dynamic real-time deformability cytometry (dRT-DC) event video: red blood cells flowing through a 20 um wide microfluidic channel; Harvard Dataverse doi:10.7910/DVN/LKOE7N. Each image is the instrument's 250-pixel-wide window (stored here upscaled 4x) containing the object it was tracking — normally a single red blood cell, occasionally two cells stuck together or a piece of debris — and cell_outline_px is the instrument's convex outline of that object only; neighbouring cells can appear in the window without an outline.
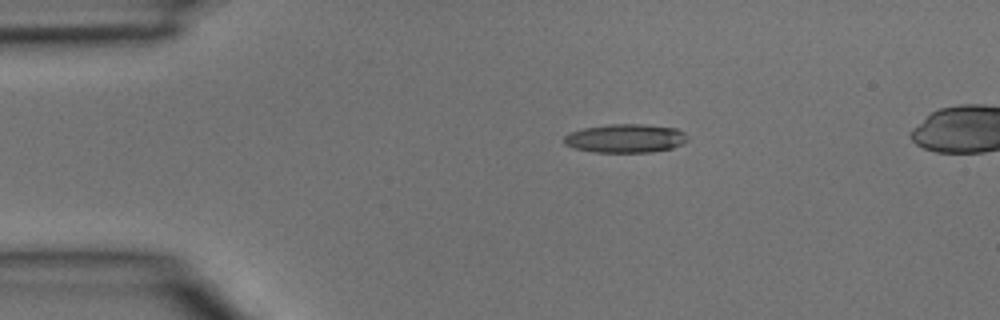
{"species": "common noctule bat (a hibernating species)", "species_latin": "Nyctalus noctula", "temperature_condition": "room temperature", "stored_images_in_passage": 3, "camera_frame_rate_fps": 3000, "um_per_image_px": 0.085, "animal": {"sex": "male", "body_mass_g": 15.6}, "frame": {"image": 1, "passage_image": 1, "time_ms": 0.0, "image_size_px": [1000, 320], "cell_outline_px": [[688, 140], [684, 144], [672, 148], [652, 152], [592, 152], [572, 148], [564, 144], [564, 136], [568, 132], [584, 128], [608, 124], [644, 124], [676, 128], [684, 132], [688, 136]], "centroid_in_image_um": [53.16, 11.76], "position_along_channel_um": 31.8, "area_um2": 20.92}}